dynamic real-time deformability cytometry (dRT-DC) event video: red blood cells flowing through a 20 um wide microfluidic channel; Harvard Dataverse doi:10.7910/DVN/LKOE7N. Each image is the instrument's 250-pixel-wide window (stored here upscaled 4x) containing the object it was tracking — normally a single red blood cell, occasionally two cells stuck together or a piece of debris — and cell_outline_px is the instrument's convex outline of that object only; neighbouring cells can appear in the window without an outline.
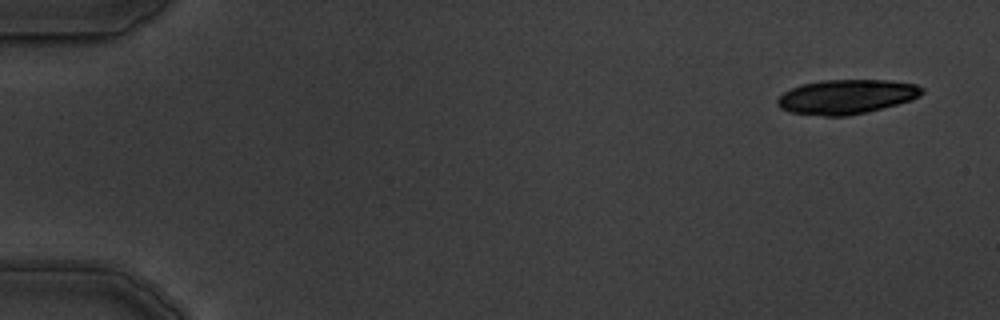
{"species": "common noctule bat (a hibernating species)", "species_latin": "Nyctalus noctula", "temperature_condition": "warm", "stored_images_in_passage": 4, "camera_frame_rate_fps": 3000, "um_per_image_px": 0.085, "animal": {"sex": "male", "body_mass_g": 19.5, "forearm_length_mm": 54.6}, "frame": {"image": 1, "passage_image": 1, "time_ms": 0.0, "image_size_px": [1000, 320], "cell_outline_px": [[924, 92], [920, 96], [912, 100], [868, 112], [848, 116], [824, 116], [788, 112], [780, 108], [776, 104], [776, 100], [784, 92], [800, 84], [820, 80], [888, 80], [916, 84], [924, 88]], "centroid_in_image_um": [71.95, 8.22], "position_along_channel_um": 13.1, "area_um2": 29.3}}